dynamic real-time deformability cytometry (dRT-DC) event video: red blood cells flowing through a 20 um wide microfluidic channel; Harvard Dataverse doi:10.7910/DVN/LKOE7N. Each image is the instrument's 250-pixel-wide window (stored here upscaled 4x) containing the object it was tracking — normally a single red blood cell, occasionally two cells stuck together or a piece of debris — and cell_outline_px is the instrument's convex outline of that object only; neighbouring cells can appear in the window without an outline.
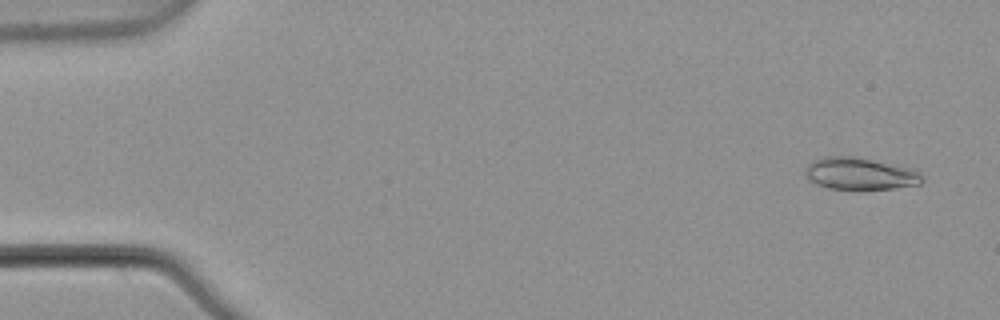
{"species": "common noctule bat (a hibernating species)", "species_latin": "Nyctalus noctula", "temperature_condition": "warm", "stored_images_in_passage": 6, "camera_frame_rate_fps": 3000, "um_per_image_px": 0.085, "animal": {"sex": "male", "body_mass_g": 21.5, "forearm_length_mm": 52.0}, "frame": {"image": 1, "passage_image": 1, "time_ms": 0.0, "image_size_px": [1000, 320], "cell_outline_px": [[924, 180], [920, 184], [896, 188], [828, 188], [816, 184], [808, 180], [804, 172], [808, 164], [812, 160], [824, 156], [856, 156], [908, 168], [920, 172], [924, 176]], "centroid_in_image_um": [73.07, 14.75], "position_along_channel_um": 11.9, "area_um2": 21.68}}
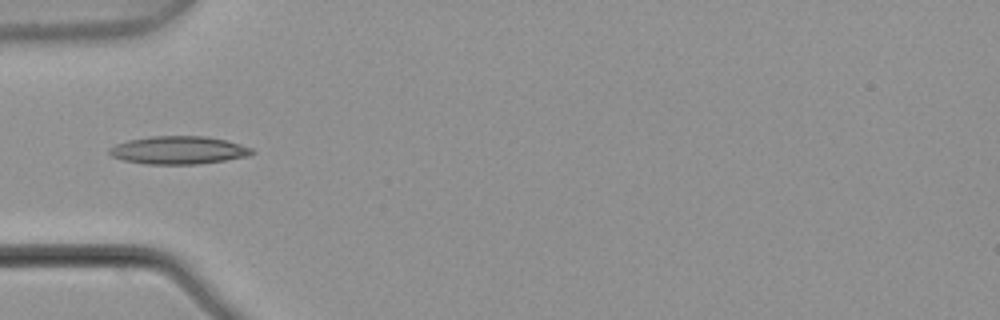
{"frame": {"image": 2, "passage_image": 5, "time_ms": 1.333, "image_size_px": [1000, 320], "cell_outline_px": [[256, 152], [248, 156], [224, 160], [196, 164], [144, 164], [124, 160], [112, 156], [108, 152], [108, 148], [116, 144], [128, 140], [152, 136], [204, 136], [224, 140], [240, 144], [252, 148]], "centroid_in_image_um": [15.16, 12.76], "position_along_channel_um": 69.8, "area_um2": 23.12}}
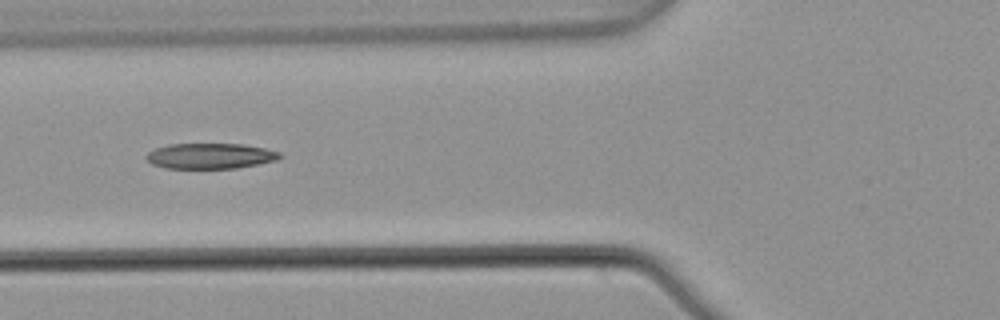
{"frame": {"image": 3, "passage_image": 6, "time_ms": 1.667, "image_size_px": [1000, 320], "cell_outline_px": [[284, 156], [276, 160], [236, 168], [164, 168], [152, 164], [144, 156], [148, 152], [156, 148], [168, 144], [244, 144], [264, 148], [280, 152]], "centroid_in_image_um": [17.86, 13.25], "position_along_channel_um": 107.9, "area_um2": 19.83}}